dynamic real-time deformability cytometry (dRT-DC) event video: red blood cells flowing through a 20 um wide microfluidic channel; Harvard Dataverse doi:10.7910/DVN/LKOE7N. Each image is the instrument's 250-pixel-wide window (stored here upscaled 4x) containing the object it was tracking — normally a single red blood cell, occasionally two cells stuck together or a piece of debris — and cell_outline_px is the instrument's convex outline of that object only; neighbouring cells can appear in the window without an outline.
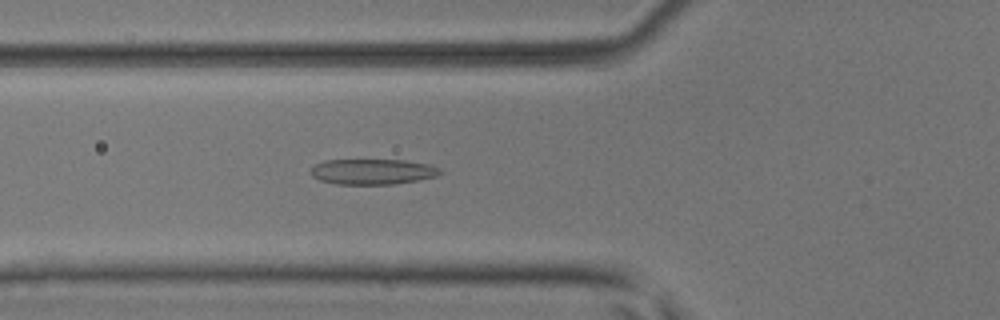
{"species": "common noctule bat (a hibernating species)", "species_latin": "Nyctalus noctula", "temperature_condition": "room temperature", "stored_images_in_passage": 39, "camera_frame_rate_fps": 3000, "um_per_image_px": 0.085, "animal": {"sex": "male", "body_mass_g": 17.9, "forearm_length_mm": 54.2}, "frame": {"image": 1, "passage_image": 6, "time_ms": 1.667, "image_size_px": [1000, 320], "cell_outline_px": [[444, 172], [436, 176], [416, 180], [392, 184], [336, 184], [320, 180], [312, 176], [312, 168], [316, 164], [324, 160], [404, 160], [428, 164], [440, 168]], "centroid_in_image_um": [31.69, 14.58], "position_along_channel_um": 94.1, "area_um2": 19.07}}
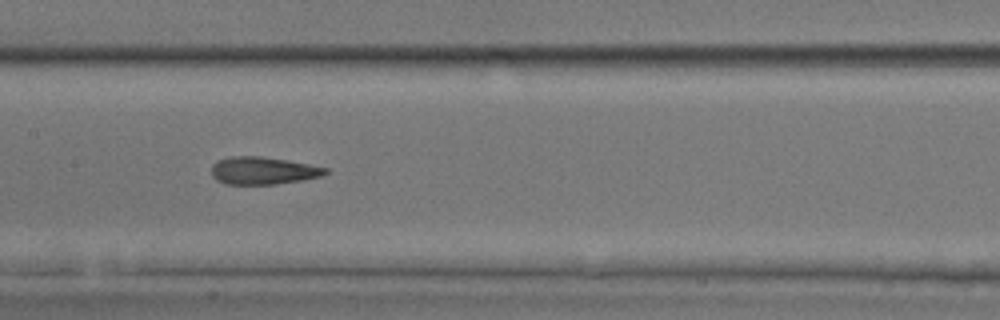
{"frame": {"image": 2, "passage_image": 13, "time_ms": 4.0, "image_size_px": [1000, 320], "cell_outline_px": [[328, 172], [320, 176], [304, 180], [276, 184], [224, 184], [216, 180], [212, 176], [212, 164], [216, 160], [232, 156], [260, 156], [288, 160], [328, 168]], "centroid_in_image_um": [22.33, 14.5], "position_along_channel_um": 185.1, "area_um2": 18.38}}
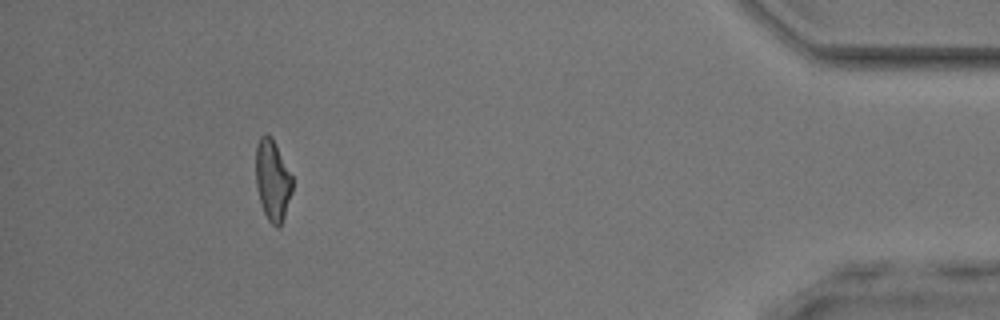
{"frame": {"image": 3, "passage_image": 35, "time_ms": 11.333, "image_size_px": [1000, 320], "cell_outline_px": [[292, 192], [284, 216], [280, 224], [276, 228], [268, 220], [260, 204], [256, 184], [256, 144], [260, 136], [268, 132], [272, 136], [292, 176]], "centroid_in_image_um": [23.15, 15.28], "position_along_channel_um": 412.0, "area_um2": 17.28}, "authors_computed_cell_mechanics": {"area_um2": 17.9758, "velocity_mm_per_s": 3.8812, "shape_relaxation_time_tau1_ms": 9.8876, "shape_relaxation_time_tau2_ms": 1.6614, "deformation_change_tau1": 0.2114, "deformation_change_tau2": 0.0978}}